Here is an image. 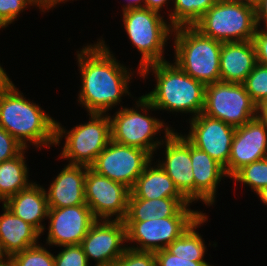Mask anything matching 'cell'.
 <instances>
[{"label":"cell","instance_id":"45","mask_svg":"<svg viewBox=\"0 0 267 266\" xmlns=\"http://www.w3.org/2000/svg\"><path fill=\"white\" fill-rule=\"evenodd\" d=\"M244 1L245 3L249 4V5H252V6H256L257 4H259L262 0H242Z\"/></svg>","mask_w":267,"mask_h":266},{"label":"cell","instance_id":"43","mask_svg":"<svg viewBox=\"0 0 267 266\" xmlns=\"http://www.w3.org/2000/svg\"><path fill=\"white\" fill-rule=\"evenodd\" d=\"M256 194L262 200L261 202H263V203H265V205H267V186L261 188Z\"/></svg>","mask_w":267,"mask_h":266},{"label":"cell","instance_id":"21","mask_svg":"<svg viewBox=\"0 0 267 266\" xmlns=\"http://www.w3.org/2000/svg\"><path fill=\"white\" fill-rule=\"evenodd\" d=\"M186 198L140 199L129 198L127 215L123 221H146L171 216H202L204 213L188 207Z\"/></svg>","mask_w":267,"mask_h":266},{"label":"cell","instance_id":"38","mask_svg":"<svg viewBox=\"0 0 267 266\" xmlns=\"http://www.w3.org/2000/svg\"><path fill=\"white\" fill-rule=\"evenodd\" d=\"M168 0H144L143 1V7L148 8L150 10L156 11L159 13V11L161 10V8H163L164 4L167 2Z\"/></svg>","mask_w":267,"mask_h":266},{"label":"cell","instance_id":"2","mask_svg":"<svg viewBox=\"0 0 267 266\" xmlns=\"http://www.w3.org/2000/svg\"><path fill=\"white\" fill-rule=\"evenodd\" d=\"M56 122L38 104L31 103L11 82L0 92V127L27 149V141L36 147L56 142Z\"/></svg>","mask_w":267,"mask_h":266},{"label":"cell","instance_id":"19","mask_svg":"<svg viewBox=\"0 0 267 266\" xmlns=\"http://www.w3.org/2000/svg\"><path fill=\"white\" fill-rule=\"evenodd\" d=\"M220 81L243 84L257 64L251 41L224 42L220 53Z\"/></svg>","mask_w":267,"mask_h":266},{"label":"cell","instance_id":"13","mask_svg":"<svg viewBox=\"0 0 267 266\" xmlns=\"http://www.w3.org/2000/svg\"><path fill=\"white\" fill-rule=\"evenodd\" d=\"M190 130L184 138L206 152L224 168L227 166L236 127L203 113L192 117Z\"/></svg>","mask_w":267,"mask_h":266},{"label":"cell","instance_id":"9","mask_svg":"<svg viewBox=\"0 0 267 266\" xmlns=\"http://www.w3.org/2000/svg\"><path fill=\"white\" fill-rule=\"evenodd\" d=\"M203 114L239 127L256 117V104L243 84L218 81L205 86Z\"/></svg>","mask_w":267,"mask_h":266},{"label":"cell","instance_id":"5","mask_svg":"<svg viewBox=\"0 0 267 266\" xmlns=\"http://www.w3.org/2000/svg\"><path fill=\"white\" fill-rule=\"evenodd\" d=\"M193 26L222 43L251 41L257 29L255 7L242 0H219Z\"/></svg>","mask_w":267,"mask_h":266},{"label":"cell","instance_id":"1","mask_svg":"<svg viewBox=\"0 0 267 266\" xmlns=\"http://www.w3.org/2000/svg\"><path fill=\"white\" fill-rule=\"evenodd\" d=\"M104 43L100 40L87 45L77 54L82 82L78 99L89 114H106L121 102L123 94H130L127 86L131 71L115 59Z\"/></svg>","mask_w":267,"mask_h":266},{"label":"cell","instance_id":"17","mask_svg":"<svg viewBox=\"0 0 267 266\" xmlns=\"http://www.w3.org/2000/svg\"><path fill=\"white\" fill-rule=\"evenodd\" d=\"M165 130V159L159 165L172 179L179 192L194 202V175L191 166V144L169 127Z\"/></svg>","mask_w":267,"mask_h":266},{"label":"cell","instance_id":"27","mask_svg":"<svg viewBox=\"0 0 267 266\" xmlns=\"http://www.w3.org/2000/svg\"><path fill=\"white\" fill-rule=\"evenodd\" d=\"M219 0H174V10L168 14L170 25L193 26Z\"/></svg>","mask_w":267,"mask_h":266},{"label":"cell","instance_id":"8","mask_svg":"<svg viewBox=\"0 0 267 266\" xmlns=\"http://www.w3.org/2000/svg\"><path fill=\"white\" fill-rule=\"evenodd\" d=\"M136 103V107L139 108L141 112L144 111V113H141L134 108L125 107L117 111L115 116H109L111 124V140L118 144L145 150L153 156V152L158 146L164 144L163 140L154 141L153 137L165 125L164 122L159 119L148 115L147 111L149 109H156L144 96H141Z\"/></svg>","mask_w":267,"mask_h":266},{"label":"cell","instance_id":"31","mask_svg":"<svg viewBox=\"0 0 267 266\" xmlns=\"http://www.w3.org/2000/svg\"><path fill=\"white\" fill-rule=\"evenodd\" d=\"M109 266H156L154 252L139 251L129 247Z\"/></svg>","mask_w":267,"mask_h":266},{"label":"cell","instance_id":"18","mask_svg":"<svg viewBox=\"0 0 267 266\" xmlns=\"http://www.w3.org/2000/svg\"><path fill=\"white\" fill-rule=\"evenodd\" d=\"M86 166L68 164L56 176L46 191L49 208H64L85 202Z\"/></svg>","mask_w":267,"mask_h":266},{"label":"cell","instance_id":"34","mask_svg":"<svg viewBox=\"0 0 267 266\" xmlns=\"http://www.w3.org/2000/svg\"><path fill=\"white\" fill-rule=\"evenodd\" d=\"M156 266H211L203 258H184L171 254L167 249L154 252Z\"/></svg>","mask_w":267,"mask_h":266},{"label":"cell","instance_id":"32","mask_svg":"<svg viewBox=\"0 0 267 266\" xmlns=\"http://www.w3.org/2000/svg\"><path fill=\"white\" fill-rule=\"evenodd\" d=\"M61 247L64 249L54 256V266H89V261L80 244Z\"/></svg>","mask_w":267,"mask_h":266},{"label":"cell","instance_id":"29","mask_svg":"<svg viewBox=\"0 0 267 266\" xmlns=\"http://www.w3.org/2000/svg\"><path fill=\"white\" fill-rule=\"evenodd\" d=\"M243 85L251 100L259 104L267 97V66L257 63Z\"/></svg>","mask_w":267,"mask_h":266},{"label":"cell","instance_id":"14","mask_svg":"<svg viewBox=\"0 0 267 266\" xmlns=\"http://www.w3.org/2000/svg\"><path fill=\"white\" fill-rule=\"evenodd\" d=\"M101 221V222H100ZM127 241L123 220L97 219L81 242L88 261H97L95 266H109L127 249L122 246Z\"/></svg>","mask_w":267,"mask_h":266},{"label":"cell","instance_id":"23","mask_svg":"<svg viewBox=\"0 0 267 266\" xmlns=\"http://www.w3.org/2000/svg\"><path fill=\"white\" fill-rule=\"evenodd\" d=\"M0 215V242L5 253L11 258L14 254L38 245L41 234L30 224L17 217L3 204Z\"/></svg>","mask_w":267,"mask_h":266},{"label":"cell","instance_id":"3","mask_svg":"<svg viewBox=\"0 0 267 266\" xmlns=\"http://www.w3.org/2000/svg\"><path fill=\"white\" fill-rule=\"evenodd\" d=\"M155 74L156 87L143 95L157 110L193 113L198 116L204 109L205 85L186 74L175 62L152 63L145 66L140 75L149 71Z\"/></svg>","mask_w":267,"mask_h":266},{"label":"cell","instance_id":"7","mask_svg":"<svg viewBox=\"0 0 267 266\" xmlns=\"http://www.w3.org/2000/svg\"><path fill=\"white\" fill-rule=\"evenodd\" d=\"M88 115L91 116L88 123L77 125L69 131L56 122L55 145L60 143L65 134L66 140L60 158L69 159L68 164L90 167L111 141L109 116L97 113Z\"/></svg>","mask_w":267,"mask_h":266},{"label":"cell","instance_id":"15","mask_svg":"<svg viewBox=\"0 0 267 266\" xmlns=\"http://www.w3.org/2000/svg\"><path fill=\"white\" fill-rule=\"evenodd\" d=\"M48 245H79L97 220L87 204L49 208Z\"/></svg>","mask_w":267,"mask_h":266},{"label":"cell","instance_id":"33","mask_svg":"<svg viewBox=\"0 0 267 266\" xmlns=\"http://www.w3.org/2000/svg\"><path fill=\"white\" fill-rule=\"evenodd\" d=\"M28 5H37L34 0H0V29L11 24Z\"/></svg>","mask_w":267,"mask_h":266},{"label":"cell","instance_id":"28","mask_svg":"<svg viewBox=\"0 0 267 266\" xmlns=\"http://www.w3.org/2000/svg\"><path fill=\"white\" fill-rule=\"evenodd\" d=\"M231 178L249 185L257 193L267 186V157L243 166Z\"/></svg>","mask_w":267,"mask_h":266},{"label":"cell","instance_id":"36","mask_svg":"<svg viewBox=\"0 0 267 266\" xmlns=\"http://www.w3.org/2000/svg\"><path fill=\"white\" fill-rule=\"evenodd\" d=\"M257 26L253 43L256 48L257 63L267 66V27L258 29Z\"/></svg>","mask_w":267,"mask_h":266},{"label":"cell","instance_id":"10","mask_svg":"<svg viewBox=\"0 0 267 266\" xmlns=\"http://www.w3.org/2000/svg\"><path fill=\"white\" fill-rule=\"evenodd\" d=\"M152 158L145 150L111 140L89 168L131 190Z\"/></svg>","mask_w":267,"mask_h":266},{"label":"cell","instance_id":"24","mask_svg":"<svg viewBox=\"0 0 267 266\" xmlns=\"http://www.w3.org/2000/svg\"><path fill=\"white\" fill-rule=\"evenodd\" d=\"M150 162L137 178L130 190L129 198L159 199L185 198L177 189L172 179L161 168L159 163L155 167ZM157 166V167H156Z\"/></svg>","mask_w":267,"mask_h":266},{"label":"cell","instance_id":"44","mask_svg":"<svg viewBox=\"0 0 267 266\" xmlns=\"http://www.w3.org/2000/svg\"><path fill=\"white\" fill-rule=\"evenodd\" d=\"M5 257V259H3ZM9 259V256L5 253L3 246L0 242V265L5 263Z\"/></svg>","mask_w":267,"mask_h":266},{"label":"cell","instance_id":"4","mask_svg":"<svg viewBox=\"0 0 267 266\" xmlns=\"http://www.w3.org/2000/svg\"><path fill=\"white\" fill-rule=\"evenodd\" d=\"M175 63L205 86L220 81L222 42L203 35L194 26L173 29Z\"/></svg>","mask_w":267,"mask_h":266},{"label":"cell","instance_id":"35","mask_svg":"<svg viewBox=\"0 0 267 266\" xmlns=\"http://www.w3.org/2000/svg\"><path fill=\"white\" fill-rule=\"evenodd\" d=\"M26 148L0 127V163L13 159Z\"/></svg>","mask_w":267,"mask_h":266},{"label":"cell","instance_id":"46","mask_svg":"<svg viewBox=\"0 0 267 266\" xmlns=\"http://www.w3.org/2000/svg\"><path fill=\"white\" fill-rule=\"evenodd\" d=\"M0 266H16V264L9 258L5 263L1 264Z\"/></svg>","mask_w":267,"mask_h":266},{"label":"cell","instance_id":"20","mask_svg":"<svg viewBox=\"0 0 267 266\" xmlns=\"http://www.w3.org/2000/svg\"><path fill=\"white\" fill-rule=\"evenodd\" d=\"M191 160L194 175V201L202 200L210 206L215 202L216 188L222 177H227L224 167L192 144Z\"/></svg>","mask_w":267,"mask_h":266},{"label":"cell","instance_id":"22","mask_svg":"<svg viewBox=\"0 0 267 266\" xmlns=\"http://www.w3.org/2000/svg\"><path fill=\"white\" fill-rule=\"evenodd\" d=\"M17 217L33 226L40 234L45 227L41 221L48 216V203L45 189L32 183L28 188L19 191L5 203Z\"/></svg>","mask_w":267,"mask_h":266},{"label":"cell","instance_id":"26","mask_svg":"<svg viewBox=\"0 0 267 266\" xmlns=\"http://www.w3.org/2000/svg\"><path fill=\"white\" fill-rule=\"evenodd\" d=\"M207 220V215L203 214L194 222L178 239L174 240L166 249L178 257L184 258H203L206 251L204 240L196 228L201 226Z\"/></svg>","mask_w":267,"mask_h":266},{"label":"cell","instance_id":"11","mask_svg":"<svg viewBox=\"0 0 267 266\" xmlns=\"http://www.w3.org/2000/svg\"><path fill=\"white\" fill-rule=\"evenodd\" d=\"M201 216H171L146 221H124L127 242H136L139 251L156 252L166 249L178 239Z\"/></svg>","mask_w":267,"mask_h":266},{"label":"cell","instance_id":"30","mask_svg":"<svg viewBox=\"0 0 267 266\" xmlns=\"http://www.w3.org/2000/svg\"><path fill=\"white\" fill-rule=\"evenodd\" d=\"M16 266H54V255L39 244L11 257Z\"/></svg>","mask_w":267,"mask_h":266},{"label":"cell","instance_id":"6","mask_svg":"<svg viewBox=\"0 0 267 266\" xmlns=\"http://www.w3.org/2000/svg\"><path fill=\"white\" fill-rule=\"evenodd\" d=\"M123 24L130 42L142 54L140 71L147 65L166 61L164 47L173 34L174 27L163 19L161 14L145 7L131 8L123 11Z\"/></svg>","mask_w":267,"mask_h":266},{"label":"cell","instance_id":"41","mask_svg":"<svg viewBox=\"0 0 267 266\" xmlns=\"http://www.w3.org/2000/svg\"><path fill=\"white\" fill-rule=\"evenodd\" d=\"M12 81L0 65V92H2Z\"/></svg>","mask_w":267,"mask_h":266},{"label":"cell","instance_id":"42","mask_svg":"<svg viewBox=\"0 0 267 266\" xmlns=\"http://www.w3.org/2000/svg\"><path fill=\"white\" fill-rule=\"evenodd\" d=\"M128 4L123 7V11L131 8H140L143 7L141 4L144 0H127Z\"/></svg>","mask_w":267,"mask_h":266},{"label":"cell","instance_id":"39","mask_svg":"<svg viewBox=\"0 0 267 266\" xmlns=\"http://www.w3.org/2000/svg\"><path fill=\"white\" fill-rule=\"evenodd\" d=\"M256 112V117L267 124V97L256 105Z\"/></svg>","mask_w":267,"mask_h":266},{"label":"cell","instance_id":"40","mask_svg":"<svg viewBox=\"0 0 267 266\" xmlns=\"http://www.w3.org/2000/svg\"><path fill=\"white\" fill-rule=\"evenodd\" d=\"M64 1L67 0H34V2L37 4V7H39V9H42L43 12L45 10L51 9L52 7H55L56 4H60L61 2L64 3Z\"/></svg>","mask_w":267,"mask_h":266},{"label":"cell","instance_id":"25","mask_svg":"<svg viewBox=\"0 0 267 266\" xmlns=\"http://www.w3.org/2000/svg\"><path fill=\"white\" fill-rule=\"evenodd\" d=\"M23 150L13 159L0 163V201L5 203L14 194L28 188V169Z\"/></svg>","mask_w":267,"mask_h":266},{"label":"cell","instance_id":"12","mask_svg":"<svg viewBox=\"0 0 267 266\" xmlns=\"http://www.w3.org/2000/svg\"><path fill=\"white\" fill-rule=\"evenodd\" d=\"M84 190L85 202L96 219L109 220L113 215L116 220L125 219L130 195L128 187L86 167Z\"/></svg>","mask_w":267,"mask_h":266},{"label":"cell","instance_id":"37","mask_svg":"<svg viewBox=\"0 0 267 266\" xmlns=\"http://www.w3.org/2000/svg\"><path fill=\"white\" fill-rule=\"evenodd\" d=\"M256 23L261 26V21L264 22V27H267V0H262L255 6Z\"/></svg>","mask_w":267,"mask_h":266},{"label":"cell","instance_id":"16","mask_svg":"<svg viewBox=\"0 0 267 266\" xmlns=\"http://www.w3.org/2000/svg\"><path fill=\"white\" fill-rule=\"evenodd\" d=\"M267 157V124L257 117L236 127L227 166L230 178L243 166Z\"/></svg>","mask_w":267,"mask_h":266}]
</instances>
